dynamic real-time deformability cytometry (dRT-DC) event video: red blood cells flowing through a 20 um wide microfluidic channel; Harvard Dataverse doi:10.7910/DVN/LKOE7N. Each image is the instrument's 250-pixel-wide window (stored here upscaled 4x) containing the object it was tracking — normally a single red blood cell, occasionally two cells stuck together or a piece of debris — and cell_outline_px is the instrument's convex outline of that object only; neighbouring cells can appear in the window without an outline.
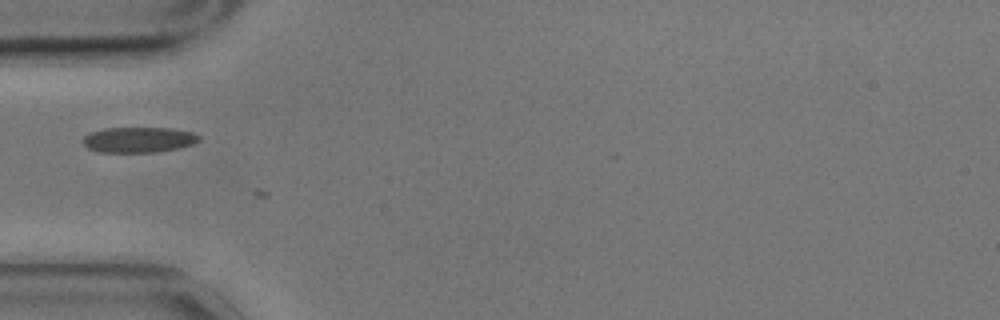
{"species": "common noctule bat (a hibernating species)", "species_latin": "Nyctalus noctula", "temperature_condition": "cold", "stored_images_in_passage": 5, "camera_frame_rate_fps": 3000, "um_per_image_px": 0.085, "animal": {"sex": "male", "body_mass_g": 17.9}, "frame": {"image": 1, "passage_image": 3, "time_ms": 0.667, "image_size_px": [1000, 320], "cell_outline_px": [[200, 140], [192, 144], [180, 148], [156, 152], [100, 152], [88, 148], [84, 144], [84, 136], [92, 132], [104, 128], [172, 128], [192, 132], [200, 136]], "centroid_in_image_um": [11.82, 11.88], "position_along_channel_um": 73.2, "area_um2": 17.17}}